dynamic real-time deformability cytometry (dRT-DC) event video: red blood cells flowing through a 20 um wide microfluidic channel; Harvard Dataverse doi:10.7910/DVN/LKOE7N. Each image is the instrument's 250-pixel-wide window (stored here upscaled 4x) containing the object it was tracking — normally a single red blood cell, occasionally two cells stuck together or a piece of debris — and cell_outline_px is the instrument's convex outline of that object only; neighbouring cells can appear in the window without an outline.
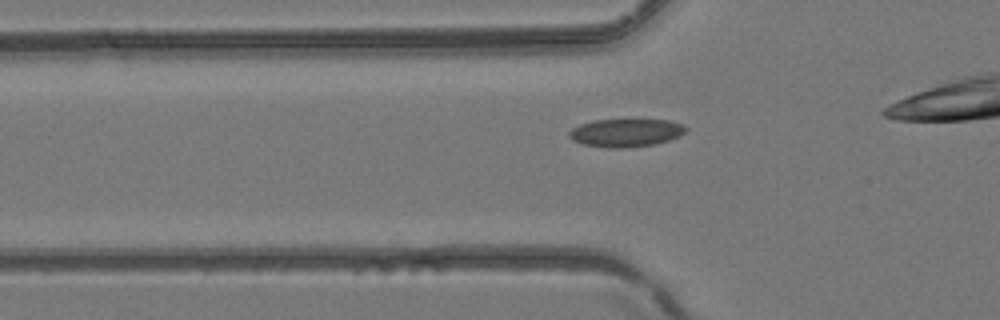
{"species": "common noctule bat (a hibernating species)", "species_latin": "Nyctalus noctula", "temperature_condition": "room temperature", "stored_images_in_passage": 5, "camera_frame_rate_fps": 3000, "um_per_image_px": 0.085, "animal": {"sex": "female", "body_mass_g": 24.6, "forearm_length_mm": 56.2}, "frame": {"image": 1, "passage_image": 5, "time_ms": 1.333, "image_size_px": [1000, 320], "cell_outline_px": [[688, 128], [680, 136], [668, 140], [652, 144], [628, 148], [608, 148], [584, 144], [572, 140], [568, 136], [568, 132], [572, 128], [580, 124], [592, 120], [668, 120], [684, 124]], "centroid_in_image_um": [53.18, 11.28], "position_along_channel_um": 72.6, "area_um2": 19.07}}